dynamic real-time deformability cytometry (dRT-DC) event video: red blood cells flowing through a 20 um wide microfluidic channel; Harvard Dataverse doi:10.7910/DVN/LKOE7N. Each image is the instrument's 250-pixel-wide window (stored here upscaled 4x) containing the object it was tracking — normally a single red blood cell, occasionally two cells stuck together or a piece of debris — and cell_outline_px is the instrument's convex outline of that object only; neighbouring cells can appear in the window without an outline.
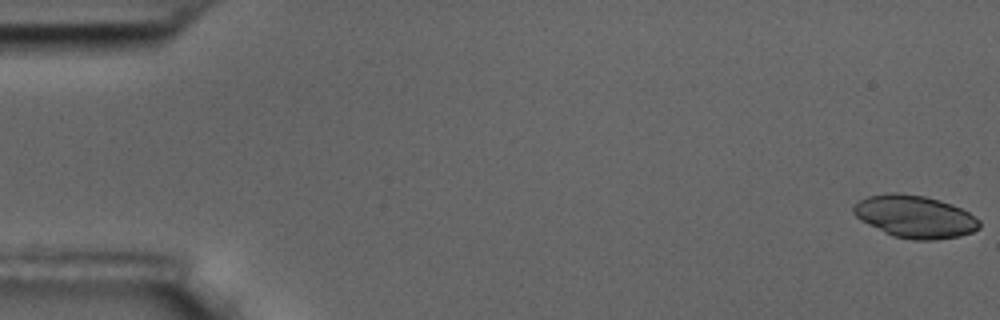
{"species": "common noctule bat (a hibernating species)", "species_latin": "Nyctalus noctula", "temperature_condition": "room temperature", "stored_images_in_passage": 8, "camera_frame_rate_fps": 3000, "um_per_image_px": 0.085, "animal": {"sex": "male", "body_mass_g": 17.5, "forearm_length_mm": 52.3}, "frame": {"image": 1, "passage_image": 1, "time_ms": 0.0, "image_size_px": [1000, 320], "cell_outline_px": [[980, 228], [972, 232], [960, 236], [936, 240], [916, 240], [892, 236], [860, 220], [852, 212], [852, 204], [868, 196], [888, 192], [896, 192], [924, 196], [940, 200], [952, 204], [968, 212], [980, 220]], "centroid_in_image_um": [77.75, 18.41], "position_along_channel_um": 7.2, "area_um2": 31.33}}